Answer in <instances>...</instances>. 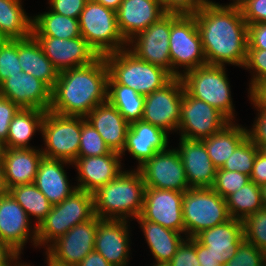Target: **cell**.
<instances>
[{"instance_id":"cell-1","label":"cell","mask_w":266,"mask_h":266,"mask_svg":"<svg viewBox=\"0 0 266 266\" xmlns=\"http://www.w3.org/2000/svg\"><path fill=\"white\" fill-rule=\"evenodd\" d=\"M206 1L193 15L207 64L243 67L248 49V24L240 7Z\"/></svg>"},{"instance_id":"cell-2","label":"cell","mask_w":266,"mask_h":266,"mask_svg":"<svg viewBox=\"0 0 266 266\" xmlns=\"http://www.w3.org/2000/svg\"><path fill=\"white\" fill-rule=\"evenodd\" d=\"M108 78L103 56L89 65L59 72L51 90L49 111L64 116L86 117L97 105L107 101Z\"/></svg>"},{"instance_id":"cell-3","label":"cell","mask_w":266,"mask_h":266,"mask_svg":"<svg viewBox=\"0 0 266 266\" xmlns=\"http://www.w3.org/2000/svg\"><path fill=\"white\" fill-rule=\"evenodd\" d=\"M145 188L138 169L122 171L93 193L95 215L100 219L137 218L143 209Z\"/></svg>"},{"instance_id":"cell-4","label":"cell","mask_w":266,"mask_h":266,"mask_svg":"<svg viewBox=\"0 0 266 266\" xmlns=\"http://www.w3.org/2000/svg\"><path fill=\"white\" fill-rule=\"evenodd\" d=\"M103 57L109 72L108 83L128 86L144 96L174 78L167 70L139 59L129 47Z\"/></svg>"},{"instance_id":"cell-5","label":"cell","mask_w":266,"mask_h":266,"mask_svg":"<svg viewBox=\"0 0 266 266\" xmlns=\"http://www.w3.org/2000/svg\"><path fill=\"white\" fill-rule=\"evenodd\" d=\"M95 216L94 196L83 190H75L61 203L52 205L46 218L37 227L36 247L49 246L65 235L75 225Z\"/></svg>"},{"instance_id":"cell-6","label":"cell","mask_w":266,"mask_h":266,"mask_svg":"<svg viewBox=\"0 0 266 266\" xmlns=\"http://www.w3.org/2000/svg\"><path fill=\"white\" fill-rule=\"evenodd\" d=\"M182 213L186 238H195L203 230L231 219L226 199L211 187L190 188L185 191Z\"/></svg>"},{"instance_id":"cell-7","label":"cell","mask_w":266,"mask_h":266,"mask_svg":"<svg viewBox=\"0 0 266 266\" xmlns=\"http://www.w3.org/2000/svg\"><path fill=\"white\" fill-rule=\"evenodd\" d=\"M78 21L81 36L99 56L127 48L128 43L119 31L114 10L94 0H87Z\"/></svg>"},{"instance_id":"cell-8","label":"cell","mask_w":266,"mask_h":266,"mask_svg":"<svg viewBox=\"0 0 266 266\" xmlns=\"http://www.w3.org/2000/svg\"><path fill=\"white\" fill-rule=\"evenodd\" d=\"M225 66L205 64L182 73L185 90L194 98L202 100L234 120V106Z\"/></svg>"},{"instance_id":"cell-9","label":"cell","mask_w":266,"mask_h":266,"mask_svg":"<svg viewBox=\"0 0 266 266\" xmlns=\"http://www.w3.org/2000/svg\"><path fill=\"white\" fill-rule=\"evenodd\" d=\"M169 48L173 77L182 76L178 67L186 73L207 64L194 15L170 13Z\"/></svg>"},{"instance_id":"cell-10","label":"cell","mask_w":266,"mask_h":266,"mask_svg":"<svg viewBox=\"0 0 266 266\" xmlns=\"http://www.w3.org/2000/svg\"><path fill=\"white\" fill-rule=\"evenodd\" d=\"M82 130L81 116H64L46 111L41 132L43 157L61 159L73 163L78 158Z\"/></svg>"},{"instance_id":"cell-11","label":"cell","mask_w":266,"mask_h":266,"mask_svg":"<svg viewBox=\"0 0 266 266\" xmlns=\"http://www.w3.org/2000/svg\"><path fill=\"white\" fill-rule=\"evenodd\" d=\"M98 217L75 225L46 248L47 264L51 266H77L94 251Z\"/></svg>"},{"instance_id":"cell-12","label":"cell","mask_w":266,"mask_h":266,"mask_svg":"<svg viewBox=\"0 0 266 266\" xmlns=\"http://www.w3.org/2000/svg\"><path fill=\"white\" fill-rule=\"evenodd\" d=\"M184 90L181 77H174L163 88L145 95L142 120L167 133L178 131Z\"/></svg>"},{"instance_id":"cell-13","label":"cell","mask_w":266,"mask_h":266,"mask_svg":"<svg viewBox=\"0 0 266 266\" xmlns=\"http://www.w3.org/2000/svg\"><path fill=\"white\" fill-rule=\"evenodd\" d=\"M229 122L218 109L192 97L184 90L178 127L181 137L202 140L214 135Z\"/></svg>"},{"instance_id":"cell-14","label":"cell","mask_w":266,"mask_h":266,"mask_svg":"<svg viewBox=\"0 0 266 266\" xmlns=\"http://www.w3.org/2000/svg\"><path fill=\"white\" fill-rule=\"evenodd\" d=\"M146 187L185 192L190 189L177 149L157 152L138 168Z\"/></svg>"},{"instance_id":"cell-15","label":"cell","mask_w":266,"mask_h":266,"mask_svg":"<svg viewBox=\"0 0 266 266\" xmlns=\"http://www.w3.org/2000/svg\"><path fill=\"white\" fill-rule=\"evenodd\" d=\"M169 38L170 13H166L130 40L128 46L132 45L129 50L139 59L159 66L172 75Z\"/></svg>"},{"instance_id":"cell-16","label":"cell","mask_w":266,"mask_h":266,"mask_svg":"<svg viewBox=\"0 0 266 266\" xmlns=\"http://www.w3.org/2000/svg\"><path fill=\"white\" fill-rule=\"evenodd\" d=\"M183 196L184 192L146 187L140 216L145 220L184 234Z\"/></svg>"},{"instance_id":"cell-17","label":"cell","mask_w":266,"mask_h":266,"mask_svg":"<svg viewBox=\"0 0 266 266\" xmlns=\"http://www.w3.org/2000/svg\"><path fill=\"white\" fill-rule=\"evenodd\" d=\"M34 37L46 57L59 72L89 65L100 57L82 36L73 39H59L51 36Z\"/></svg>"},{"instance_id":"cell-18","label":"cell","mask_w":266,"mask_h":266,"mask_svg":"<svg viewBox=\"0 0 266 266\" xmlns=\"http://www.w3.org/2000/svg\"><path fill=\"white\" fill-rule=\"evenodd\" d=\"M0 96L23 109L49 111L51 106V89L40 79L23 71L0 84Z\"/></svg>"},{"instance_id":"cell-19","label":"cell","mask_w":266,"mask_h":266,"mask_svg":"<svg viewBox=\"0 0 266 266\" xmlns=\"http://www.w3.org/2000/svg\"><path fill=\"white\" fill-rule=\"evenodd\" d=\"M29 220L28 214L9 192L0 195V240L19 254L29 236L36 246L37 227L31 230Z\"/></svg>"},{"instance_id":"cell-20","label":"cell","mask_w":266,"mask_h":266,"mask_svg":"<svg viewBox=\"0 0 266 266\" xmlns=\"http://www.w3.org/2000/svg\"><path fill=\"white\" fill-rule=\"evenodd\" d=\"M127 220L98 218L94 250L113 266H127L129 230Z\"/></svg>"},{"instance_id":"cell-21","label":"cell","mask_w":266,"mask_h":266,"mask_svg":"<svg viewBox=\"0 0 266 266\" xmlns=\"http://www.w3.org/2000/svg\"><path fill=\"white\" fill-rule=\"evenodd\" d=\"M165 14L160 0H123L116 11L119 31L127 43Z\"/></svg>"},{"instance_id":"cell-22","label":"cell","mask_w":266,"mask_h":266,"mask_svg":"<svg viewBox=\"0 0 266 266\" xmlns=\"http://www.w3.org/2000/svg\"><path fill=\"white\" fill-rule=\"evenodd\" d=\"M122 155L112 151L101 156L78 157L72 164L78 170L77 189L95 193L121 172Z\"/></svg>"},{"instance_id":"cell-23","label":"cell","mask_w":266,"mask_h":266,"mask_svg":"<svg viewBox=\"0 0 266 266\" xmlns=\"http://www.w3.org/2000/svg\"><path fill=\"white\" fill-rule=\"evenodd\" d=\"M179 149L190 188L212 187L217 168L213 165L201 140L180 137Z\"/></svg>"},{"instance_id":"cell-24","label":"cell","mask_w":266,"mask_h":266,"mask_svg":"<svg viewBox=\"0 0 266 266\" xmlns=\"http://www.w3.org/2000/svg\"><path fill=\"white\" fill-rule=\"evenodd\" d=\"M202 245L209 249L211 256L222 266L236 253L239 244L244 240L243 220H230L203 230L195 237Z\"/></svg>"},{"instance_id":"cell-25","label":"cell","mask_w":266,"mask_h":266,"mask_svg":"<svg viewBox=\"0 0 266 266\" xmlns=\"http://www.w3.org/2000/svg\"><path fill=\"white\" fill-rule=\"evenodd\" d=\"M168 147V133L160 127L143 120L130 123L123 152H128L138 161L137 169L157 152Z\"/></svg>"},{"instance_id":"cell-26","label":"cell","mask_w":266,"mask_h":266,"mask_svg":"<svg viewBox=\"0 0 266 266\" xmlns=\"http://www.w3.org/2000/svg\"><path fill=\"white\" fill-rule=\"evenodd\" d=\"M85 119L98 131L111 151L121 154L129 123L108 100L97 105Z\"/></svg>"},{"instance_id":"cell-27","label":"cell","mask_w":266,"mask_h":266,"mask_svg":"<svg viewBox=\"0 0 266 266\" xmlns=\"http://www.w3.org/2000/svg\"><path fill=\"white\" fill-rule=\"evenodd\" d=\"M42 158L41 149L6 148L2 167L7 190L14 186L34 183Z\"/></svg>"},{"instance_id":"cell-28","label":"cell","mask_w":266,"mask_h":266,"mask_svg":"<svg viewBox=\"0 0 266 266\" xmlns=\"http://www.w3.org/2000/svg\"><path fill=\"white\" fill-rule=\"evenodd\" d=\"M71 162L61 159H50L43 157L38 165L34 184L46 196L48 201L54 205L61 203L70 196L77 187H70L64 164Z\"/></svg>"},{"instance_id":"cell-29","label":"cell","mask_w":266,"mask_h":266,"mask_svg":"<svg viewBox=\"0 0 266 266\" xmlns=\"http://www.w3.org/2000/svg\"><path fill=\"white\" fill-rule=\"evenodd\" d=\"M18 58L23 72L40 79L51 90L54 88L59 71L46 57L33 35L18 39Z\"/></svg>"},{"instance_id":"cell-30","label":"cell","mask_w":266,"mask_h":266,"mask_svg":"<svg viewBox=\"0 0 266 266\" xmlns=\"http://www.w3.org/2000/svg\"><path fill=\"white\" fill-rule=\"evenodd\" d=\"M136 219L142 227L141 229L156 263H168L176 253L178 246L185 239L181 236L183 233L145 220L141 216Z\"/></svg>"},{"instance_id":"cell-31","label":"cell","mask_w":266,"mask_h":266,"mask_svg":"<svg viewBox=\"0 0 266 266\" xmlns=\"http://www.w3.org/2000/svg\"><path fill=\"white\" fill-rule=\"evenodd\" d=\"M233 123L230 121L214 135L201 140L217 169L223 166L235 148L247 137L246 128Z\"/></svg>"},{"instance_id":"cell-32","label":"cell","mask_w":266,"mask_h":266,"mask_svg":"<svg viewBox=\"0 0 266 266\" xmlns=\"http://www.w3.org/2000/svg\"><path fill=\"white\" fill-rule=\"evenodd\" d=\"M22 0H0V39L18 40L32 35L33 17L22 8Z\"/></svg>"},{"instance_id":"cell-33","label":"cell","mask_w":266,"mask_h":266,"mask_svg":"<svg viewBox=\"0 0 266 266\" xmlns=\"http://www.w3.org/2000/svg\"><path fill=\"white\" fill-rule=\"evenodd\" d=\"M46 111L20 108L9 125L6 148H33L29 141L35 132L41 131Z\"/></svg>"},{"instance_id":"cell-34","label":"cell","mask_w":266,"mask_h":266,"mask_svg":"<svg viewBox=\"0 0 266 266\" xmlns=\"http://www.w3.org/2000/svg\"><path fill=\"white\" fill-rule=\"evenodd\" d=\"M33 36H51L59 39L81 37L79 21L49 10L33 18Z\"/></svg>"},{"instance_id":"cell-35","label":"cell","mask_w":266,"mask_h":266,"mask_svg":"<svg viewBox=\"0 0 266 266\" xmlns=\"http://www.w3.org/2000/svg\"><path fill=\"white\" fill-rule=\"evenodd\" d=\"M107 100L130 124L142 120L145 96L118 83H108Z\"/></svg>"},{"instance_id":"cell-36","label":"cell","mask_w":266,"mask_h":266,"mask_svg":"<svg viewBox=\"0 0 266 266\" xmlns=\"http://www.w3.org/2000/svg\"><path fill=\"white\" fill-rule=\"evenodd\" d=\"M8 192L23 207L29 218L36 217V227L50 212L52 204L34 183L14 186Z\"/></svg>"},{"instance_id":"cell-37","label":"cell","mask_w":266,"mask_h":266,"mask_svg":"<svg viewBox=\"0 0 266 266\" xmlns=\"http://www.w3.org/2000/svg\"><path fill=\"white\" fill-rule=\"evenodd\" d=\"M226 205L231 218L244 220L248 215L263 208L260 186L248 182L226 198Z\"/></svg>"},{"instance_id":"cell-38","label":"cell","mask_w":266,"mask_h":266,"mask_svg":"<svg viewBox=\"0 0 266 266\" xmlns=\"http://www.w3.org/2000/svg\"><path fill=\"white\" fill-rule=\"evenodd\" d=\"M259 147L246 137L233 151L232 155L225 161L221 169L237 171L245 175H251L255 157Z\"/></svg>"},{"instance_id":"cell-39","label":"cell","mask_w":266,"mask_h":266,"mask_svg":"<svg viewBox=\"0 0 266 266\" xmlns=\"http://www.w3.org/2000/svg\"><path fill=\"white\" fill-rule=\"evenodd\" d=\"M111 152L98 131L82 117L78 157L101 156Z\"/></svg>"},{"instance_id":"cell-40","label":"cell","mask_w":266,"mask_h":266,"mask_svg":"<svg viewBox=\"0 0 266 266\" xmlns=\"http://www.w3.org/2000/svg\"><path fill=\"white\" fill-rule=\"evenodd\" d=\"M244 239L266 253V208L257 210L243 220Z\"/></svg>"},{"instance_id":"cell-41","label":"cell","mask_w":266,"mask_h":266,"mask_svg":"<svg viewBox=\"0 0 266 266\" xmlns=\"http://www.w3.org/2000/svg\"><path fill=\"white\" fill-rule=\"evenodd\" d=\"M250 181L249 175L218 168L216 170L214 184L211 188L223 199H226Z\"/></svg>"},{"instance_id":"cell-42","label":"cell","mask_w":266,"mask_h":266,"mask_svg":"<svg viewBox=\"0 0 266 266\" xmlns=\"http://www.w3.org/2000/svg\"><path fill=\"white\" fill-rule=\"evenodd\" d=\"M22 72L18 58V40L0 39V84Z\"/></svg>"},{"instance_id":"cell-43","label":"cell","mask_w":266,"mask_h":266,"mask_svg":"<svg viewBox=\"0 0 266 266\" xmlns=\"http://www.w3.org/2000/svg\"><path fill=\"white\" fill-rule=\"evenodd\" d=\"M266 253L245 239L239 244L235 255L224 266H260Z\"/></svg>"},{"instance_id":"cell-44","label":"cell","mask_w":266,"mask_h":266,"mask_svg":"<svg viewBox=\"0 0 266 266\" xmlns=\"http://www.w3.org/2000/svg\"><path fill=\"white\" fill-rule=\"evenodd\" d=\"M168 264L170 266H200L196 254V238H185Z\"/></svg>"},{"instance_id":"cell-45","label":"cell","mask_w":266,"mask_h":266,"mask_svg":"<svg viewBox=\"0 0 266 266\" xmlns=\"http://www.w3.org/2000/svg\"><path fill=\"white\" fill-rule=\"evenodd\" d=\"M243 68L253 70L254 75L251 79V85L266 81V50L265 49H247L246 60Z\"/></svg>"},{"instance_id":"cell-46","label":"cell","mask_w":266,"mask_h":266,"mask_svg":"<svg viewBox=\"0 0 266 266\" xmlns=\"http://www.w3.org/2000/svg\"><path fill=\"white\" fill-rule=\"evenodd\" d=\"M239 7L248 25L266 22V0H244Z\"/></svg>"},{"instance_id":"cell-47","label":"cell","mask_w":266,"mask_h":266,"mask_svg":"<svg viewBox=\"0 0 266 266\" xmlns=\"http://www.w3.org/2000/svg\"><path fill=\"white\" fill-rule=\"evenodd\" d=\"M166 13L193 15L207 2L206 0H160Z\"/></svg>"},{"instance_id":"cell-48","label":"cell","mask_w":266,"mask_h":266,"mask_svg":"<svg viewBox=\"0 0 266 266\" xmlns=\"http://www.w3.org/2000/svg\"><path fill=\"white\" fill-rule=\"evenodd\" d=\"M87 0H49L50 9L60 15L78 19Z\"/></svg>"},{"instance_id":"cell-49","label":"cell","mask_w":266,"mask_h":266,"mask_svg":"<svg viewBox=\"0 0 266 266\" xmlns=\"http://www.w3.org/2000/svg\"><path fill=\"white\" fill-rule=\"evenodd\" d=\"M20 108L11 100L0 96V140L6 141L9 125Z\"/></svg>"},{"instance_id":"cell-50","label":"cell","mask_w":266,"mask_h":266,"mask_svg":"<svg viewBox=\"0 0 266 266\" xmlns=\"http://www.w3.org/2000/svg\"><path fill=\"white\" fill-rule=\"evenodd\" d=\"M258 118L254 121L253 128L246 129L247 137L259 147L261 144L266 143V110L257 109Z\"/></svg>"},{"instance_id":"cell-51","label":"cell","mask_w":266,"mask_h":266,"mask_svg":"<svg viewBox=\"0 0 266 266\" xmlns=\"http://www.w3.org/2000/svg\"><path fill=\"white\" fill-rule=\"evenodd\" d=\"M248 49L266 50V22L248 25Z\"/></svg>"},{"instance_id":"cell-52","label":"cell","mask_w":266,"mask_h":266,"mask_svg":"<svg viewBox=\"0 0 266 266\" xmlns=\"http://www.w3.org/2000/svg\"><path fill=\"white\" fill-rule=\"evenodd\" d=\"M249 97L256 109L266 110V81L249 85Z\"/></svg>"},{"instance_id":"cell-53","label":"cell","mask_w":266,"mask_h":266,"mask_svg":"<svg viewBox=\"0 0 266 266\" xmlns=\"http://www.w3.org/2000/svg\"><path fill=\"white\" fill-rule=\"evenodd\" d=\"M250 180L259 186L266 183V156L259 150L254 160Z\"/></svg>"},{"instance_id":"cell-54","label":"cell","mask_w":266,"mask_h":266,"mask_svg":"<svg viewBox=\"0 0 266 266\" xmlns=\"http://www.w3.org/2000/svg\"><path fill=\"white\" fill-rule=\"evenodd\" d=\"M19 255L9 244L0 240V266H12Z\"/></svg>"},{"instance_id":"cell-55","label":"cell","mask_w":266,"mask_h":266,"mask_svg":"<svg viewBox=\"0 0 266 266\" xmlns=\"http://www.w3.org/2000/svg\"><path fill=\"white\" fill-rule=\"evenodd\" d=\"M196 254L200 266H222L218 263V260L214 259L211 254L209 253V249L206 246L202 245L196 239Z\"/></svg>"},{"instance_id":"cell-56","label":"cell","mask_w":266,"mask_h":266,"mask_svg":"<svg viewBox=\"0 0 266 266\" xmlns=\"http://www.w3.org/2000/svg\"><path fill=\"white\" fill-rule=\"evenodd\" d=\"M77 266H113L95 250L89 253Z\"/></svg>"},{"instance_id":"cell-57","label":"cell","mask_w":266,"mask_h":266,"mask_svg":"<svg viewBox=\"0 0 266 266\" xmlns=\"http://www.w3.org/2000/svg\"><path fill=\"white\" fill-rule=\"evenodd\" d=\"M94 1L116 12L123 0H94Z\"/></svg>"},{"instance_id":"cell-58","label":"cell","mask_w":266,"mask_h":266,"mask_svg":"<svg viewBox=\"0 0 266 266\" xmlns=\"http://www.w3.org/2000/svg\"><path fill=\"white\" fill-rule=\"evenodd\" d=\"M6 192H8V190L4 182L3 167L0 166V195L5 194Z\"/></svg>"},{"instance_id":"cell-59","label":"cell","mask_w":266,"mask_h":266,"mask_svg":"<svg viewBox=\"0 0 266 266\" xmlns=\"http://www.w3.org/2000/svg\"><path fill=\"white\" fill-rule=\"evenodd\" d=\"M260 191H261V201L263 208H266V183L260 185Z\"/></svg>"},{"instance_id":"cell-60","label":"cell","mask_w":266,"mask_h":266,"mask_svg":"<svg viewBox=\"0 0 266 266\" xmlns=\"http://www.w3.org/2000/svg\"><path fill=\"white\" fill-rule=\"evenodd\" d=\"M5 150H6L5 143L2 140H0V166H2L3 164Z\"/></svg>"},{"instance_id":"cell-61","label":"cell","mask_w":266,"mask_h":266,"mask_svg":"<svg viewBox=\"0 0 266 266\" xmlns=\"http://www.w3.org/2000/svg\"><path fill=\"white\" fill-rule=\"evenodd\" d=\"M259 151L266 156V143H263L259 146Z\"/></svg>"},{"instance_id":"cell-62","label":"cell","mask_w":266,"mask_h":266,"mask_svg":"<svg viewBox=\"0 0 266 266\" xmlns=\"http://www.w3.org/2000/svg\"><path fill=\"white\" fill-rule=\"evenodd\" d=\"M244 0H233V3L228 5L239 6Z\"/></svg>"},{"instance_id":"cell-63","label":"cell","mask_w":266,"mask_h":266,"mask_svg":"<svg viewBox=\"0 0 266 266\" xmlns=\"http://www.w3.org/2000/svg\"><path fill=\"white\" fill-rule=\"evenodd\" d=\"M153 266H170L168 263H155Z\"/></svg>"},{"instance_id":"cell-64","label":"cell","mask_w":266,"mask_h":266,"mask_svg":"<svg viewBox=\"0 0 266 266\" xmlns=\"http://www.w3.org/2000/svg\"><path fill=\"white\" fill-rule=\"evenodd\" d=\"M14 263H15V265L13 264L12 266H30V264L28 265V264H25V263H23V264L18 263V264H17V261L14 262Z\"/></svg>"},{"instance_id":"cell-65","label":"cell","mask_w":266,"mask_h":266,"mask_svg":"<svg viewBox=\"0 0 266 266\" xmlns=\"http://www.w3.org/2000/svg\"><path fill=\"white\" fill-rule=\"evenodd\" d=\"M260 266H266V259Z\"/></svg>"}]
</instances>
